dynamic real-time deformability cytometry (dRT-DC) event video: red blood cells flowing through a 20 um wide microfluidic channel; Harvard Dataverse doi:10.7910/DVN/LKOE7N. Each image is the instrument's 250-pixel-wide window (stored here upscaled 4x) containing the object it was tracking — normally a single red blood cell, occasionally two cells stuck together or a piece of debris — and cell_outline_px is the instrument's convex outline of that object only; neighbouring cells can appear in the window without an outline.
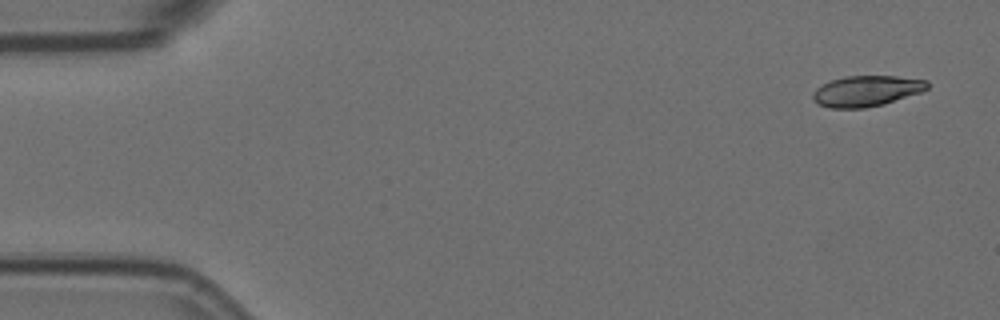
{"species": "Egyptian fruit bat (a non-hibernating species)", "species_latin": "Rousettus aegyptiacus", "temperature_condition": "room temperature", "stored_images_in_passage": 5, "camera_frame_rate_fps": 3000, "um_per_image_px": 0.085, "animal": {"sex": "female"}, "frame": {"image": 1, "passage_image": 1, "time_ms": 0.0, "image_size_px": [1000, 320], "cell_outline_px": [[928, 88], [920, 92], [884, 104], [864, 108], [832, 108], [816, 104], [812, 96], [812, 92], [816, 88], [832, 80], [848, 76], [896, 76], [928, 80]], "centroid_in_image_um": [73.64, 7.74], "position_along_channel_um": 11.4, "area_um2": 20.4}}
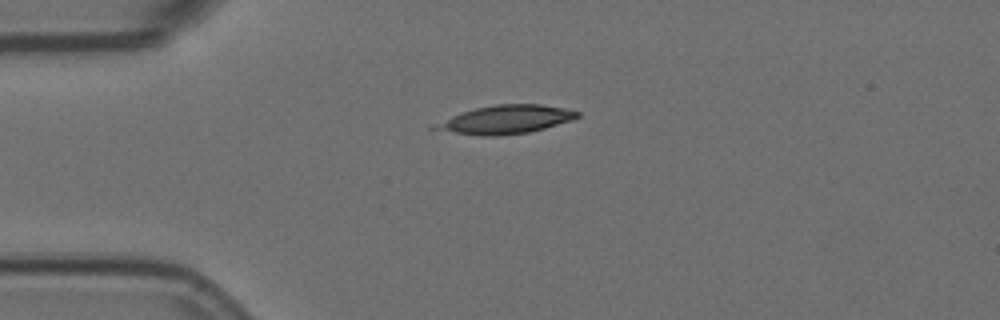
{"frame": {"image": 2, "passage_image": 4, "time_ms": 1.0, "image_size_px": [1000, 320], "cell_outline_px": [[580, 116], [572, 120], [544, 128], [528, 132], [496, 136], [484, 136], [428, 128], [452, 116], [476, 108], [496, 104], [540, 104], [564, 108], [580, 112]], "centroid_in_image_um": [43.05, 10.15], "position_along_channel_um": 42.0, "area_um2": 23.06}}